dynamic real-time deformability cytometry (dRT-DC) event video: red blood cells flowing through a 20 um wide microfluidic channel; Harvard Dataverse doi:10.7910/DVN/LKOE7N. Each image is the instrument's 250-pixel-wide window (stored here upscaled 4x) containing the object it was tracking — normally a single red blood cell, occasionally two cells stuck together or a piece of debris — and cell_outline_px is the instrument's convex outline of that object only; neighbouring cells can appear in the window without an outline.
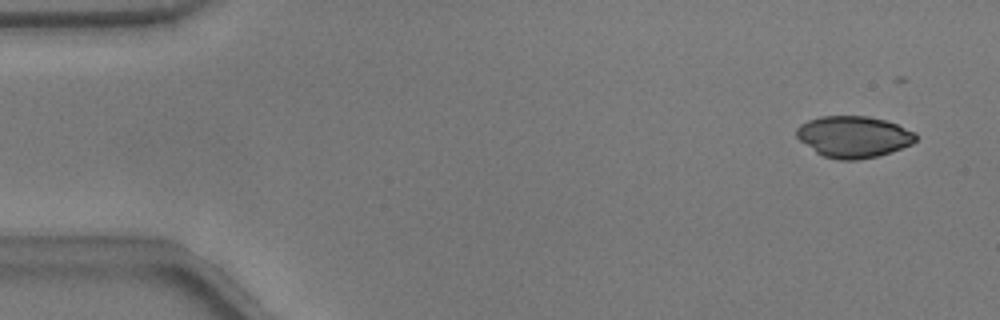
{"species": "common noctule bat (a hibernating species)", "species_latin": "Nyctalus noctula", "temperature_condition": "warm", "stored_images_in_passage": 18, "camera_frame_rate_fps": 3000, "um_per_image_px": 0.085, "animal": {"sex": "male", "body_mass_g": 17.9}, "frame": {"image": 1, "passage_image": 3, "time_ms": 0.667, "image_size_px": [1000, 320], "cell_outline_px": [[916, 140], [912, 144], [876, 156], [856, 160], [836, 160], [824, 156], [816, 152], [800, 140], [796, 136], [796, 128], [800, 124], [808, 120], [820, 116], [868, 116], [884, 120], [896, 124], [916, 132]], "centroid_in_image_um": [72.53, 11.61], "position_along_channel_um": 12.5, "area_um2": 28.67}}